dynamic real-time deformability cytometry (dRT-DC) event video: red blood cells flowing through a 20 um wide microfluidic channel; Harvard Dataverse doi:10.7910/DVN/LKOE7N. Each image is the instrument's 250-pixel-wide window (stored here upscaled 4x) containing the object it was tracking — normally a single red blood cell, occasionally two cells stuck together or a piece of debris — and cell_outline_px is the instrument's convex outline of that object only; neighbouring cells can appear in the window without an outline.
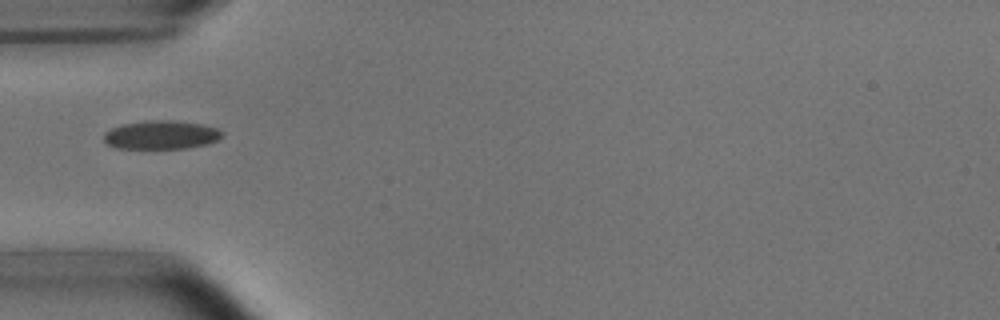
{"species": "common noctule bat (a hibernating species)", "species_latin": "Nyctalus noctula", "temperature_condition": "room temperature", "stored_images_in_passage": 3, "camera_frame_rate_fps": 3000, "um_per_image_px": 0.085, "animal": {"sex": "male", "body_mass_g": 15.6}, "frame": {"image": 1, "passage_image": 1, "time_ms": 0.0, "image_size_px": [1000, 320], "cell_outline_px": [[224, 132], [216, 140], [208, 144], [188, 148], [116, 148], [108, 144], [104, 140], [104, 132], [120, 124], [148, 120], [172, 120], [204, 124], [216, 128]], "centroid_in_image_um": [13.69, 11.45], "position_along_channel_um": 71.3, "area_um2": 19.77}}